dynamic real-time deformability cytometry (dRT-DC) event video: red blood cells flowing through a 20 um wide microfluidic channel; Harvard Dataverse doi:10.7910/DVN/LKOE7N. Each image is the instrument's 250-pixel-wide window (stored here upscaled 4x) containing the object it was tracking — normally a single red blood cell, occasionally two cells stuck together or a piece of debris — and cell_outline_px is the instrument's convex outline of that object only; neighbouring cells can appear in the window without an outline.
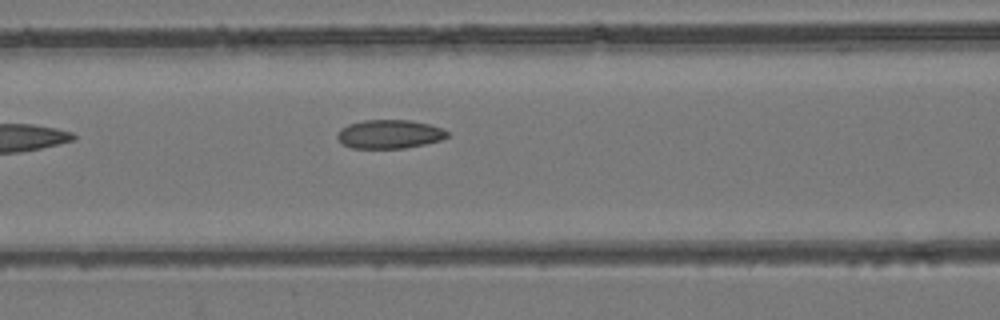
{"species": "common noctule bat (a hibernating species)", "species_latin": "Nyctalus noctula", "temperature_condition": "room temperature", "stored_images_in_passage": 7, "camera_frame_rate_fps": 3000, "um_per_image_px": 0.085, "animal": {"sex": "female", "body_mass_g": 24.6, "forearm_length_mm": 56.2}, "frame": {"image": 1, "passage_image": 7, "time_ms": 2.0, "image_size_px": [1000, 320], "cell_outline_px": [[448, 136], [440, 140], [424, 144], [404, 148], [352, 148], [340, 144], [336, 136], [336, 132], [340, 128], [348, 124], [364, 120], [408, 120], [428, 124], [440, 128], [448, 132]], "centroid_in_image_um": [33.02, 11.4], "position_along_channel_um": 133.6, "area_um2": 18.44}}